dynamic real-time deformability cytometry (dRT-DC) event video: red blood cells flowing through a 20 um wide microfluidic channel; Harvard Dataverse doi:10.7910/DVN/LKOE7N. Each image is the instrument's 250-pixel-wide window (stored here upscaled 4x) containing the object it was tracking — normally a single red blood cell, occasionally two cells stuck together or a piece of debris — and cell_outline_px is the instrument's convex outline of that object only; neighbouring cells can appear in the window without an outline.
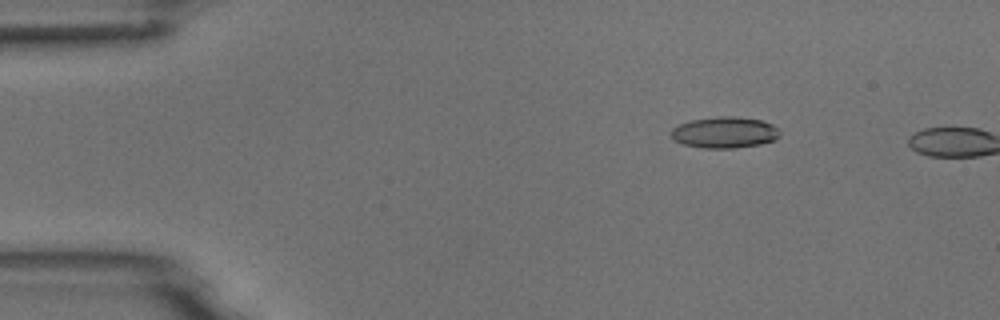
{"species": "common noctule bat (a hibernating species)", "species_latin": "Nyctalus noctula", "temperature_condition": "room temperature", "stored_images_in_passage": 4, "camera_frame_rate_fps": 3000, "um_per_image_px": 0.085, "animal": {"sex": "male", "body_mass_g": 18.8}, "frame": {"image": 1, "passage_image": 3, "time_ms": 2.333, "image_size_px": [1000, 320], "cell_outline_px": [[780, 136], [772, 140], [760, 144], [736, 148], [704, 148], [684, 144], [672, 140], [668, 132], [672, 128], [680, 124], [692, 120], [716, 116], [736, 116], [760, 120], [772, 124], [780, 132]], "centroid_in_image_um": [61.54, 11.25], "position_along_channel_um": 23.5, "area_um2": 19.88}}